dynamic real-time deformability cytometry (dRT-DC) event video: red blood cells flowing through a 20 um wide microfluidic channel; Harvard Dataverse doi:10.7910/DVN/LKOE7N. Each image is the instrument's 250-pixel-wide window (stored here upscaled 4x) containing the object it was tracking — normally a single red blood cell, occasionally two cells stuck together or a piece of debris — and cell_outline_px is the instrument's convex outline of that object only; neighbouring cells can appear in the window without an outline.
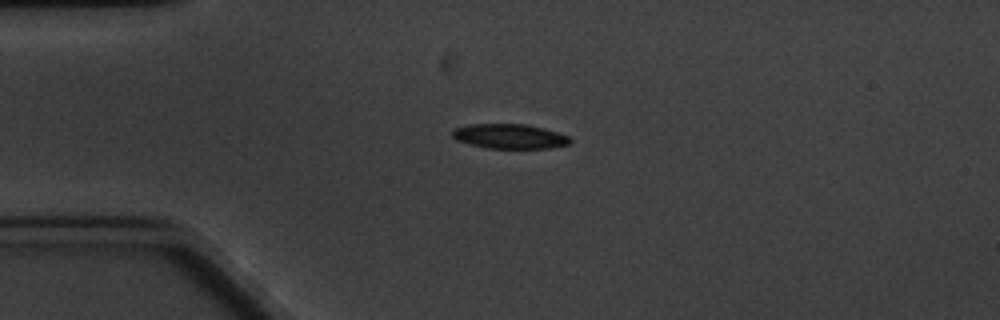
{"species": "common noctule bat (a hibernating species)", "species_latin": "Nyctalus noctula", "temperature_condition": "cold", "stored_images_in_passage": 6, "camera_frame_rate_fps": 3000, "um_per_image_px": 0.085, "animal": {"sex": "male", "body_mass_g": 20.1, "forearm_length_mm": 53.5}, "frame": {"image": 1, "passage_image": 4, "time_ms": 3.333, "image_size_px": [1000, 320], "cell_outline_px": [[572, 140], [568, 144], [548, 148], [488, 148], [456, 140], [452, 136], [452, 132], [456, 128], [468, 124], [528, 124], [544, 128], [568, 136]], "centroid_in_image_um": [43.32, 11.58], "position_along_channel_um": 41.7, "area_um2": 16.76}}